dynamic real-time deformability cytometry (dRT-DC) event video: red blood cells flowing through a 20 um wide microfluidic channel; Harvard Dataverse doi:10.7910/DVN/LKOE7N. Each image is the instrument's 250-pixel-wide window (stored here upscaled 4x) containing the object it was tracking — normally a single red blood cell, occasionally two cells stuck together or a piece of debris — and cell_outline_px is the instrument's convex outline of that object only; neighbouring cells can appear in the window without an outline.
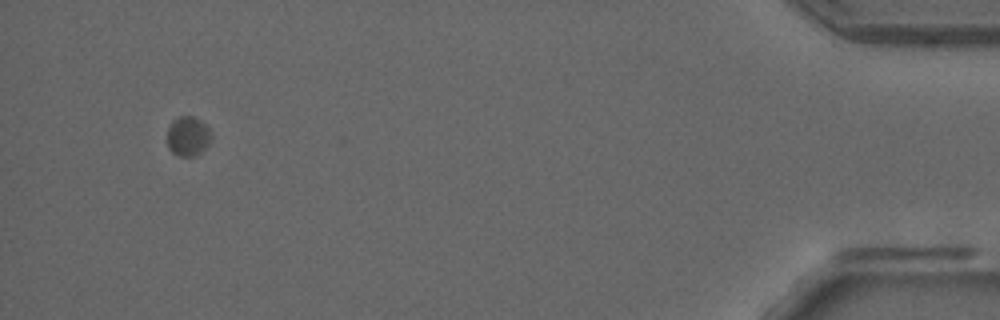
{"species": "common noctule bat (a hibernating species)", "species_latin": "Nyctalus noctula", "temperature_condition": "room temperature", "stored_images_in_passage": 42, "camera_frame_rate_fps": 3000, "um_per_image_px": 0.085, "animal": {"sex": "male", "forearm_length_mm": 52.5}, "frame": {"image": 1, "passage_image": 39, "time_ms": 12.667, "image_size_px": [1000, 320], "cell_outline_px": [[212, 136], [208, 144], [200, 152], [192, 156], [176, 156], [168, 148], [168, 128], [172, 120], [180, 116], [192, 116], [200, 120], [208, 128]], "centroid_in_image_um": [15.96, 11.57], "position_along_channel_um": 419.2, "area_um2": 10.06}}